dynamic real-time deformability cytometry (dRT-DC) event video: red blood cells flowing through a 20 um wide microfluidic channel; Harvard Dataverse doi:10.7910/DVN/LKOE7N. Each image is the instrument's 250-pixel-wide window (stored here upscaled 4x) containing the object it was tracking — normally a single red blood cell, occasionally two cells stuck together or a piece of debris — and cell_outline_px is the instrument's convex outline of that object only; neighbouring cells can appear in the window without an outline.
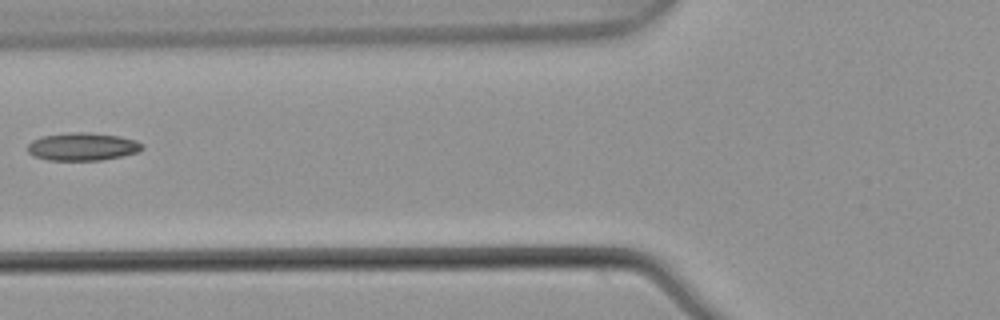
{"species": "common noctule bat (a hibernating species)", "species_latin": "Nyctalus noctula", "temperature_condition": "warm", "stored_images_in_passage": 6, "camera_frame_rate_fps": 3000, "um_per_image_px": 0.085, "animal": {"sex": "male", "body_mass_g": 21.5, "forearm_length_mm": 52.0}, "frame": {"image": 1, "passage_image": 6, "time_ms": 1.667, "image_size_px": [1000, 320], "cell_outline_px": [[144, 148], [136, 152], [120, 156], [100, 160], [48, 160], [36, 156], [28, 152], [28, 144], [32, 140], [44, 136], [68, 132], [88, 132], [120, 136], [136, 140], [144, 144]], "centroid_in_image_um": [7.03, 12.45], "position_along_channel_um": 118.8, "area_um2": 18.5}}